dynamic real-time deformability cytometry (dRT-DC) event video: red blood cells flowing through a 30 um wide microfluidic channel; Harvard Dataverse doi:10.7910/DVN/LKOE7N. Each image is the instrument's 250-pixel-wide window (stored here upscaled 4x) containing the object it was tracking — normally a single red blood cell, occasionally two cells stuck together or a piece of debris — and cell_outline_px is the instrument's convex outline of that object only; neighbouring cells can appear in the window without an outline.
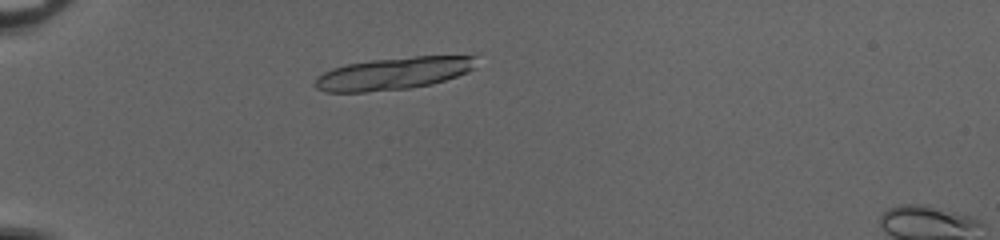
{"species": "common noctule bat (a hibernating species)", "species_latin": "Nyctalus noctula", "temperature_condition": "cold", "stored_images_in_passage": 26, "camera_frame_rate_fps": 3000, "um_per_image_px": 0.085, "animal": {"sex": "female", "body_mass_g": 20.0, "forearm_length_mm": 54.0}, "frame": {"image": 1, "passage_image": 8, "time_ms": 2.333, "image_size_px": [1000, 240], "cell_outline_px": [[476, 68], [468, 72], [432, 84], [408, 88], [364, 92], [324, 92], [316, 88], [312, 84], [316, 76], [332, 68], [344, 64], [372, 60], [416, 56], [476, 56]], "centroid_in_image_um": [33.4, 6.25], "position_along_channel_um": 51.6, "area_um2": 30.52}}
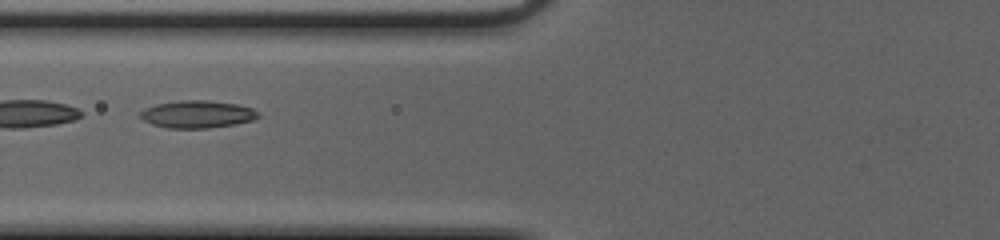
{"frame": {"image": 2, "passage_image": 15, "time_ms": 4.667, "image_size_px": [1000, 240], "cell_outline_px": [[260, 116], [252, 120], [236, 124], [208, 128], [168, 128], [152, 124], [144, 120], [140, 116], [140, 112], [144, 108], [156, 104], [180, 100], [208, 100], [236, 104], [252, 108], [260, 112]], "centroid_in_image_um": [16.78, 9.71], "position_along_channel_um": 109.0, "area_um2": 18.9}}